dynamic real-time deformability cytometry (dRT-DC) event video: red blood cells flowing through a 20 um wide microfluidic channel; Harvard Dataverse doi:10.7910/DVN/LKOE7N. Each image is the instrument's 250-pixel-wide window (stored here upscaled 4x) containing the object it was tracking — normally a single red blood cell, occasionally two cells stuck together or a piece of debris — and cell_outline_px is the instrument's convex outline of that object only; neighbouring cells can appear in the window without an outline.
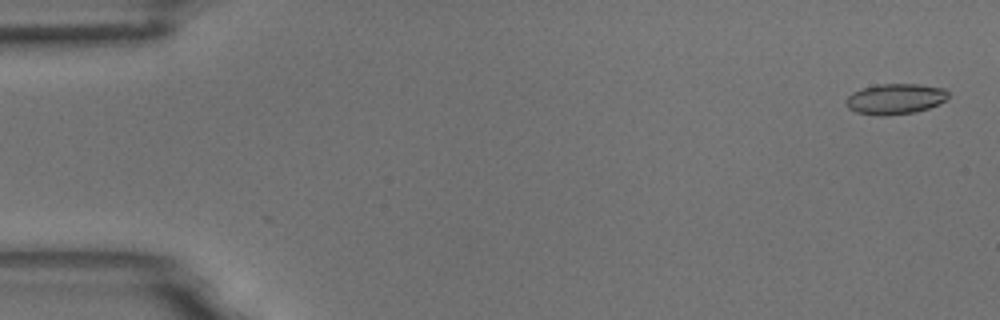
{"species": "common noctule bat (a hibernating species)", "species_latin": "Nyctalus noctula", "temperature_condition": "room temperature", "stored_images_in_passage": 55, "camera_frame_rate_fps": 3000, "um_per_image_px": 0.085, "animal": {"sex": "male", "body_mass_g": 18.8}, "frame": {"image": 1, "passage_image": 2, "time_ms": 0.333, "image_size_px": [1000, 320], "cell_outline_px": [[948, 96], [944, 100], [928, 108], [916, 112], [884, 116], [880, 116], [856, 112], [848, 108], [844, 100], [852, 92], [860, 88], [880, 84], [916, 84], [944, 88], [948, 92]], "centroid_in_image_um": [76.04, 8.41], "position_along_channel_um": 9.0, "area_um2": 18.21}}
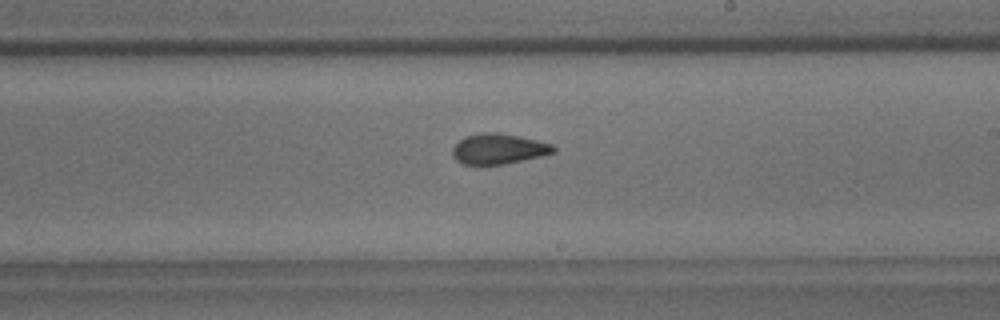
{"frame": {"image": 2, "passage_image": 32, "time_ms": 10.333, "image_size_px": [1000, 320], "cell_outline_px": [[556, 152], [544, 156], [504, 164], [464, 164], [456, 160], [452, 156], [452, 148], [464, 136], [484, 132], [496, 132], [536, 140], [552, 144], [556, 148]], "centroid_in_image_um": [42.39, 12.66], "position_along_channel_um": 246.6, "area_um2": 17.86}}
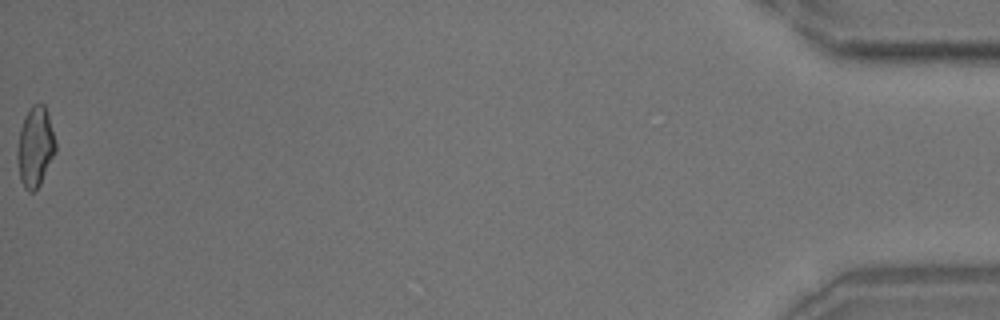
{"frame": {"image": 3, "passage_image": 55, "time_ms": 18.0, "image_size_px": [1000, 320], "cell_outline_px": [[56, 152], [40, 184], [32, 192], [28, 192], [24, 188], [20, 180], [16, 156], [16, 148], [20, 128], [24, 116], [32, 104], [44, 104], [48, 116], [56, 144]], "centroid_in_image_um": [2.96, 12.5], "position_along_channel_um": 432.2, "area_um2": 17.92}, "authors_computed_cell_mechanics": {"area_um2": 17.918, "velocity_mm_per_s": 3.7185, "shape_relaxation_time_tau1_ms": 5.5882, "shape_relaxation_time_tau2_ms": 1.6414, "deformation_change_tau1": 0.1515, "deformation_change_tau2": 0.0833}}